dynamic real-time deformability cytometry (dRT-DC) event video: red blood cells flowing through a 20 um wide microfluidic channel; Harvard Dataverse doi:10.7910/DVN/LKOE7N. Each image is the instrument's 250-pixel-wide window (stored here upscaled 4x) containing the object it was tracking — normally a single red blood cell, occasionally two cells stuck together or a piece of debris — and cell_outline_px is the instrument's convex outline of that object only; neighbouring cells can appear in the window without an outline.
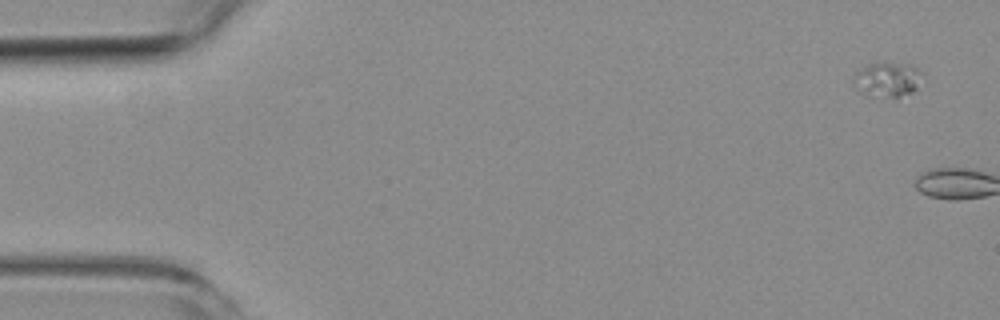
{"species": "common noctule bat (a hibernating species)", "species_latin": "Nyctalus noctula", "temperature_condition": "room temperature", "stored_images_in_passage": 2, "camera_frame_rate_fps": 3000, "um_per_image_px": 0.085, "animal": {"sex": "female", "body_mass_g": 19.3, "forearm_length_mm": 54.1}, "frame": {"image": 1, "passage_image": 1, "time_ms": 0.0, "image_size_px": [1000, 320], "cell_outline_px": [[924, 72], [916, 88], [912, 92], [900, 96], [868, 96], [856, 88], [852, 84], [852, 80], [868, 64], [880, 60], [908, 64]], "centroid_in_image_um": [75.44, 6.72], "position_along_channel_um": 9.6, "area_um2": 13.93}}